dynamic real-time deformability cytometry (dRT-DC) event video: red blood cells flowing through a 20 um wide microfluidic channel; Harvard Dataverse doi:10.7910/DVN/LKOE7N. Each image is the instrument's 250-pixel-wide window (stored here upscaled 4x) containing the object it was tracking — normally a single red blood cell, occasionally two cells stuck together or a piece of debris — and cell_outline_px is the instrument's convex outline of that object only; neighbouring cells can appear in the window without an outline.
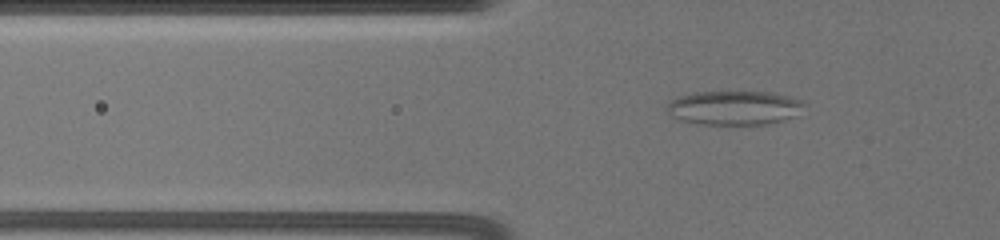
{"species": "common noctule bat (a hibernating species)", "species_latin": "Nyctalus noctula", "temperature_condition": "warm", "stored_images_in_passage": 89, "camera_frame_rate_fps": 3000, "um_per_image_px": 0.085, "animal": {"sex": "female", "body_mass_g": 19.5, "forearm_length_mm": 54.1}, "frame": {"image": 1, "passage_image": 4, "time_ms": 0.667, "image_size_px": [1000, 240], "cell_outline_px": [[808, 104], [792, 116], [784, 120], [764, 124], [700, 124], [676, 120], [664, 108], [672, 100], [680, 96], [692, 92], [768, 92], [804, 100]], "centroid_in_image_um": [62.37, 9.16], "position_along_channel_um": 63.4, "area_um2": 27.28}}
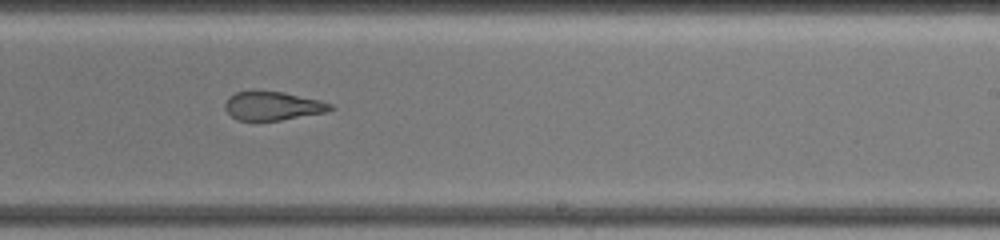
{"frame": {"image": 2, "passage_image": 37, "time_ms": 6.667, "image_size_px": [1000, 240], "cell_outline_px": [[336, 108], [324, 112], [280, 120], [236, 120], [224, 108], [224, 104], [236, 92], [284, 92], [320, 100], [332, 104]], "centroid_in_image_um": [23.22, 9.01], "position_along_channel_um": 265.8, "area_um2": 17.17}}
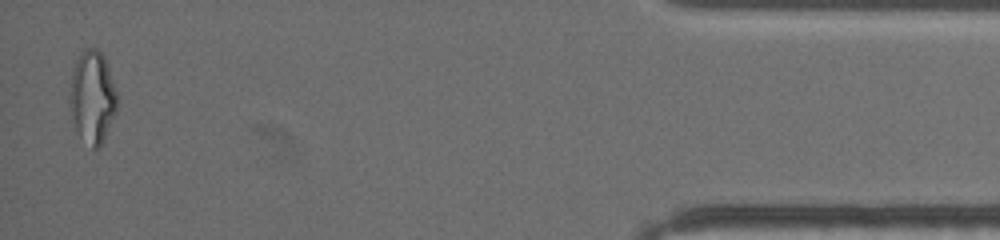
{"frame": {"image": 3, "passage_image": 85, "time_ms": 13.0, "image_size_px": [1000, 240], "cell_outline_px": [[116, 112], [104, 140], [100, 148], [92, 148], [80, 136], [72, 120], [68, 100], [68, 96], [72, 68], [76, 60], [84, 48], [96, 48], [104, 56], [116, 92]], "centroid_in_image_um": [7.82, 8.25], "position_along_channel_um": 427.4, "area_um2": 25.61}, "authors_computed_cell_mechanics": {"area_um2": 19.941, "velocity_mm_per_s": 3.5894, "shape_relaxation_time_tau1_ms": null, "shape_relaxation_time_tau2_ms": 2.4084, "deformation_change_tau1": null, "deformation_change_tau2": 0.1119}}